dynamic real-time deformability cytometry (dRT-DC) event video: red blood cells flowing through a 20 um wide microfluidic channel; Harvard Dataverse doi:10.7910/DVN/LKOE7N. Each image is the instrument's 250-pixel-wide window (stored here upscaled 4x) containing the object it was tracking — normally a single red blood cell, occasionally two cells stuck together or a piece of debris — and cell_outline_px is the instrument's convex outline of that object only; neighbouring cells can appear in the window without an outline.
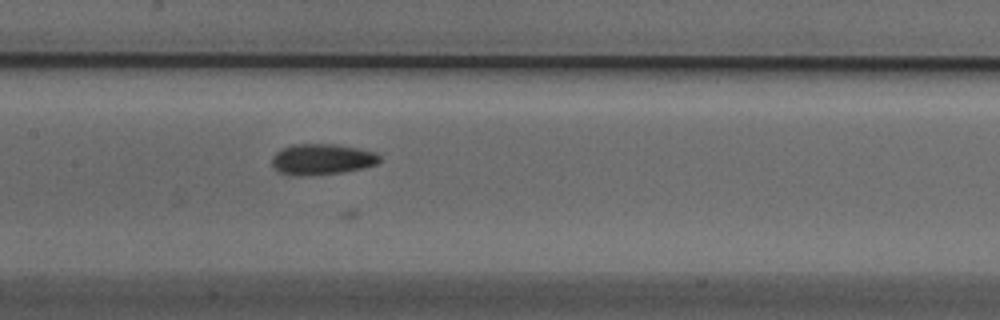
{"species": "Egyptian fruit bat (a non-hibernating species)", "species_latin": "Rousettus aegyptiacus", "temperature_condition": "cold", "stored_images_in_passage": 40, "segment_of_instrument_passage": [2, 2], "camera_frame_rate_fps": 3000, "um_per_image_px": 0.085, "animal": {"sex": "male"}, "frame": {"image": 1, "passage_image": 26, "time_ms": 8.333, "image_size_px": [1000, 320], "cell_outline_px": [[380, 160], [376, 164], [360, 168], [340, 172], [304, 176], [292, 176], [280, 172], [272, 164], [272, 156], [280, 148], [292, 144], [336, 144], [376, 152], [380, 156]], "centroid_in_image_um": [27.32, 13.53], "position_along_channel_um": 180.1, "area_um2": 19.31}}
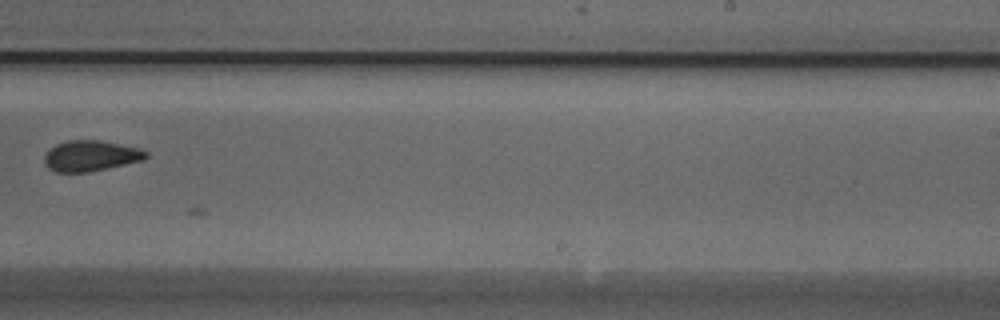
{"frame": {"image": 2, "passage_image": 34, "time_ms": 11.0, "image_size_px": [1000, 320], "cell_outline_px": [[148, 156], [144, 160], [92, 172], [56, 172], [48, 168], [44, 164], [44, 156], [56, 144], [68, 140], [100, 140], [140, 148], [148, 152]], "centroid_in_image_um": [7.73, 13.25], "position_along_channel_um": 281.3, "area_um2": 18.32}}
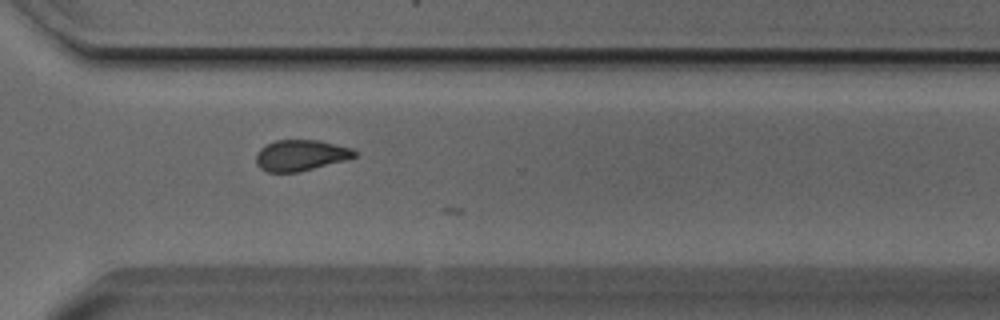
{"frame": {"image": 3, "passage_image": 39, "time_ms": 12.667, "image_size_px": [1000, 320], "cell_outline_px": [[356, 156], [344, 160], [300, 172], [268, 172], [260, 168], [256, 164], [256, 152], [260, 148], [276, 140], [320, 140], [352, 148], [356, 152]], "centroid_in_image_um": [25.54, 13.2], "position_along_channel_um": 345.1, "area_um2": 17.74}}